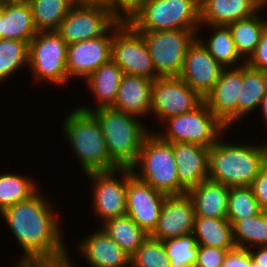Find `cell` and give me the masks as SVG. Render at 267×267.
Here are the masks:
<instances>
[{
    "label": "cell",
    "instance_id": "cell-41",
    "mask_svg": "<svg viewBox=\"0 0 267 267\" xmlns=\"http://www.w3.org/2000/svg\"><path fill=\"white\" fill-rule=\"evenodd\" d=\"M143 1L144 0H112V13L119 20L127 21L141 6Z\"/></svg>",
    "mask_w": 267,
    "mask_h": 267
},
{
    "label": "cell",
    "instance_id": "cell-27",
    "mask_svg": "<svg viewBox=\"0 0 267 267\" xmlns=\"http://www.w3.org/2000/svg\"><path fill=\"white\" fill-rule=\"evenodd\" d=\"M261 15V12L258 11L250 17L227 25L231 31L236 50L245 61L255 52L262 32L267 25V20L265 21L264 18L262 20Z\"/></svg>",
    "mask_w": 267,
    "mask_h": 267
},
{
    "label": "cell",
    "instance_id": "cell-38",
    "mask_svg": "<svg viewBox=\"0 0 267 267\" xmlns=\"http://www.w3.org/2000/svg\"><path fill=\"white\" fill-rule=\"evenodd\" d=\"M228 251L231 250L198 245V256L194 267H222Z\"/></svg>",
    "mask_w": 267,
    "mask_h": 267
},
{
    "label": "cell",
    "instance_id": "cell-11",
    "mask_svg": "<svg viewBox=\"0 0 267 267\" xmlns=\"http://www.w3.org/2000/svg\"><path fill=\"white\" fill-rule=\"evenodd\" d=\"M121 174V178L116 175ZM133 175L131 168H116L109 171H93L85 176L93 181L92 202L95 214L104 223L108 219L126 214V189Z\"/></svg>",
    "mask_w": 267,
    "mask_h": 267
},
{
    "label": "cell",
    "instance_id": "cell-25",
    "mask_svg": "<svg viewBox=\"0 0 267 267\" xmlns=\"http://www.w3.org/2000/svg\"><path fill=\"white\" fill-rule=\"evenodd\" d=\"M123 75L122 69L111 59L85 79L95 97L94 100L97 101V108L94 109L114 105Z\"/></svg>",
    "mask_w": 267,
    "mask_h": 267
},
{
    "label": "cell",
    "instance_id": "cell-46",
    "mask_svg": "<svg viewBox=\"0 0 267 267\" xmlns=\"http://www.w3.org/2000/svg\"><path fill=\"white\" fill-rule=\"evenodd\" d=\"M44 267H76V266H74V263L72 262V260H70V257L68 256L65 263L56 265H44Z\"/></svg>",
    "mask_w": 267,
    "mask_h": 267
},
{
    "label": "cell",
    "instance_id": "cell-5",
    "mask_svg": "<svg viewBox=\"0 0 267 267\" xmlns=\"http://www.w3.org/2000/svg\"><path fill=\"white\" fill-rule=\"evenodd\" d=\"M200 0H144L127 22L136 31L191 30L200 26Z\"/></svg>",
    "mask_w": 267,
    "mask_h": 267
},
{
    "label": "cell",
    "instance_id": "cell-9",
    "mask_svg": "<svg viewBox=\"0 0 267 267\" xmlns=\"http://www.w3.org/2000/svg\"><path fill=\"white\" fill-rule=\"evenodd\" d=\"M137 32L143 36L159 77H179L187 49L199 37L191 30Z\"/></svg>",
    "mask_w": 267,
    "mask_h": 267
},
{
    "label": "cell",
    "instance_id": "cell-35",
    "mask_svg": "<svg viewBox=\"0 0 267 267\" xmlns=\"http://www.w3.org/2000/svg\"><path fill=\"white\" fill-rule=\"evenodd\" d=\"M262 211L250 186L230 187L227 202V220L233 225L237 220L253 217Z\"/></svg>",
    "mask_w": 267,
    "mask_h": 267
},
{
    "label": "cell",
    "instance_id": "cell-21",
    "mask_svg": "<svg viewBox=\"0 0 267 267\" xmlns=\"http://www.w3.org/2000/svg\"><path fill=\"white\" fill-rule=\"evenodd\" d=\"M153 81L141 76L124 74L112 108L138 118L149 116Z\"/></svg>",
    "mask_w": 267,
    "mask_h": 267
},
{
    "label": "cell",
    "instance_id": "cell-20",
    "mask_svg": "<svg viewBox=\"0 0 267 267\" xmlns=\"http://www.w3.org/2000/svg\"><path fill=\"white\" fill-rule=\"evenodd\" d=\"M77 247L89 267H130V256L101 227Z\"/></svg>",
    "mask_w": 267,
    "mask_h": 267
},
{
    "label": "cell",
    "instance_id": "cell-36",
    "mask_svg": "<svg viewBox=\"0 0 267 267\" xmlns=\"http://www.w3.org/2000/svg\"><path fill=\"white\" fill-rule=\"evenodd\" d=\"M170 267H194L198 256V244L194 235L187 234L163 241Z\"/></svg>",
    "mask_w": 267,
    "mask_h": 267
},
{
    "label": "cell",
    "instance_id": "cell-6",
    "mask_svg": "<svg viewBox=\"0 0 267 267\" xmlns=\"http://www.w3.org/2000/svg\"><path fill=\"white\" fill-rule=\"evenodd\" d=\"M139 168V170H137ZM133 174L166 195H180V182L172 143L151 132L140 148ZM136 171L138 173H136Z\"/></svg>",
    "mask_w": 267,
    "mask_h": 267
},
{
    "label": "cell",
    "instance_id": "cell-39",
    "mask_svg": "<svg viewBox=\"0 0 267 267\" xmlns=\"http://www.w3.org/2000/svg\"><path fill=\"white\" fill-rule=\"evenodd\" d=\"M246 63L252 68L267 72V25L262 32L255 52Z\"/></svg>",
    "mask_w": 267,
    "mask_h": 267
},
{
    "label": "cell",
    "instance_id": "cell-44",
    "mask_svg": "<svg viewBox=\"0 0 267 267\" xmlns=\"http://www.w3.org/2000/svg\"><path fill=\"white\" fill-rule=\"evenodd\" d=\"M73 3L84 6H101L112 12V0H73Z\"/></svg>",
    "mask_w": 267,
    "mask_h": 267
},
{
    "label": "cell",
    "instance_id": "cell-43",
    "mask_svg": "<svg viewBox=\"0 0 267 267\" xmlns=\"http://www.w3.org/2000/svg\"><path fill=\"white\" fill-rule=\"evenodd\" d=\"M258 248V249H257ZM248 252L253 261L260 265V267H267V246L256 247L253 249H248Z\"/></svg>",
    "mask_w": 267,
    "mask_h": 267
},
{
    "label": "cell",
    "instance_id": "cell-2",
    "mask_svg": "<svg viewBox=\"0 0 267 267\" xmlns=\"http://www.w3.org/2000/svg\"><path fill=\"white\" fill-rule=\"evenodd\" d=\"M224 143L209 148L208 179L228 187L250 186L267 161L265 144Z\"/></svg>",
    "mask_w": 267,
    "mask_h": 267
},
{
    "label": "cell",
    "instance_id": "cell-16",
    "mask_svg": "<svg viewBox=\"0 0 267 267\" xmlns=\"http://www.w3.org/2000/svg\"><path fill=\"white\" fill-rule=\"evenodd\" d=\"M223 69L196 38L187 49L179 78L204 99L214 88Z\"/></svg>",
    "mask_w": 267,
    "mask_h": 267
},
{
    "label": "cell",
    "instance_id": "cell-14",
    "mask_svg": "<svg viewBox=\"0 0 267 267\" xmlns=\"http://www.w3.org/2000/svg\"><path fill=\"white\" fill-rule=\"evenodd\" d=\"M166 196L133 174L126 189V214L150 235L157 226Z\"/></svg>",
    "mask_w": 267,
    "mask_h": 267
},
{
    "label": "cell",
    "instance_id": "cell-4",
    "mask_svg": "<svg viewBox=\"0 0 267 267\" xmlns=\"http://www.w3.org/2000/svg\"><path fill=\"white\" fill-rule=\"evenodd\" d=\"M63 122L62 132L84 174L118 168L111 161L99 121L92 112L75 108Z\"/></svg>",
    "mask_w": 267,
    "mask_h": 267
},
{
    "label": "cell",
    "instance_id": "cell-37",
    "mask_svg": "<svg viewBox=\"0 0 267 267\" xmlns=\"http://www.w3.org/2000/svg\"><path fill=\"white\" fill-rule=\"evenodd\" d=\"M163 241L150 236L130 257V267H170Z\"/></svg>",
    "mask_w": 267,
    "mask_h": 267
},
{
    "label": "cell",
    "instance_id": "cell-31",
    "mask_svg": "<svg viewBox=\"0 0 267 267\" xmlns=\"http://www.w3.org/2000/svg\"><path fill=\"white\" fill-rule=\"evenodd\" d=\"M236 248L251 249L267 246V211L253 217L237 220L232 225Z\"/></svg>",
    "mask_w": 267,
    "mask_h": 267
},
{
    "label": "cell",
    "instance_id": "cell-1",
    "mask_svg": "<svg viewBox=\"0 0 267 267\" xmlns=\"http://www.w3.org/2000/svg\"><path fill=\"white\" fill-rule=\"evenodd\" d=\"M46 197L38 190L0 213L24 252L16 263L56 265L65 263L70 256L56 209Z\"/></svg>",
    "mask_w": 267,
    "mask_h": 267
},
{
    "label": "cell",
    "instance_id": "cell-10",
    "mask_svg": "<svg viewBox=\"0 0 267 267\" xmlns=\"http://www.w3.org/2000/svg\"><path fill=\"white\" fill-rule=\"evenodd\" d=\"M111 59L124 74L152 80L159 77L143 36L127 21L119 20L113 26Z\"/></svg>",
    "mask_w": 267,
    "mask_h": 267
},
{
    "label": "cell",
    "instance_id": "cell-12",
    "mask_svg": "<svg viewBox=\"0 0 267 267\" xmlns=\"http://www.w3.org/2000/svg\"><path fill=\"white\" fill-rule=\"evenodd\" d=\"M118 21L108 8L75 4L56 32L69 45L102 36Z\"/></svg>",
    "mask_w": 267,
    "mask_h": 267
},
{
    "label": "cell",
    "instance_id": "cell-34",
    "mask_svg": "<svg viewBox=\"0 0 267 267\" xmlns=\"http://www.w3.org/2000/svg\"><path fill=\"white\" fill-rule=\"evenodd\" d=\"M28 52L27 42L0 38V83L23 66L28 67Z\"/></svg>",
    "mask_w": 267,
    "mask_h": 267
},
{
    "label": "cell",
    "instance_id": "cell-22",
    "mask_svg": "<svg viewBox=\"0 0 267 267\" xmlns=\"http://www.w3.org/2000/svg\"><path fill=\"white\" fill-rule=\"evenodd\" d=\"M200 26H227L263 10L260 0H200Z\"/></svg>",
    "mask_w": 267,
    "mask_h": 267
},
{
    "label": "cell",
    "instance_id": "cell-29",
    "mask_svg": "<svg viewBox=\"0 0 267 267\" xmlns=\"http://www.w3.org/2000/svg\"><path fill=\"white\" fill-rule=\"evenodd\" d=\"M207 27L214 29L210 32L212 35H209L210 38L208 41H204V39L198 37L197 39L205 46L211 56L223 68H237L236 65L239 64L240 61H242V63H246L236 50L232 34L228 26L206 25V28Z\"/></svg>",
    "mask_w": 267,
    "mask_h": 267
},
{
    "label": "cell",
    "instance_id": "cell-17",
    "mask_svg": "<svg viewBox=\"0 0 267 267\" xmlns=\"http://www.w3.org/2000/svg\"><path fill=\"white\" fill-rule=\"evenodd\" d=\"M112 39L113 27L110 33L69 44L66 60L69 79L82 77L85 80L102 64L109 62L112 56Z\"/></svg>",
    "mask_w": 267,
    "mask_h": 267
},
{
    "label": "cell",
    "instance_id": "cell-3",
    "mask_svg": "<svg viewBox=\"0 0 267 267\" xmlns=\"http://www.w3.org/2000/svg\"><path fill=\"white\" fill-rule=\"evenodd\" d=\"M79 108L96 116L111 161L118 168H131L136 163L144 139L151 130L148 131L138 117L112 107L93 109L91 106L90 108L79 106Z\"/></svg>",
    "mask_w": 267,
    "mask_h": 267
},
{
    "label": "cell",
    "instance_id": "cell-32",
    "mask_svg": "<svg viewBox=\"0 0 267 267\" xmlns=\"http://www.w3.org/2000/svg\"><path fill=\"white\" fill-rule=\"evenodd\" d=\"M28 2L38 32L56 31L75 5L73 0H29Z\"/></svg>",
    "mask_w": 267,
    "mask_h": 267
},
{
    "label": "cell",
    "instance_id": "cell-49",
    "mask_svg": "<svg viewBox=\"0 0 267 267\" xmlns=\"http://www.w3.org/2000/svg\"><path fill=\"white\" fill-rule=\"evenodd\" d=\"M250 267H260L259 264H257L255 261L252 260L251 256H250Z\"/></svg>",
    "mask_w": 267,
    "mask_h": 267
},
{
    "label": "cell",
    "instance_id": "cell-15",
    "mask_svg": "<svg viewBox=\"0 0 267 267\" xmlns=\"http://www.w3.org/2000/svg\"><path fill=\"white\" fill-rule=\"evenodd\" d=\"M243 64L224 68L211 92L204 98L208 109L230 129L238 120V100L243 88Z\"/></svg>",
    "mask_w": 267,
    "mask_h": 267
},
{
    "label": "cell",
    "instance_id": "cell-24",
    "mask_svg": "<svg viewBox=\"0 0 267 267\" xmlns=\"http://www.w3.org/2000/svg\"><path fill=\"white\" fill-rule=\"evenodd\" d=\"M38 33L28 1H5L2 6V39L21 40L29 44Z\"/></svg>",
    "mask_w": 267,
    "mask_h": 267
},
{
    "label": "cell",
    "instance_id": "cell-28",
    "mask_svg": "<svg viewBox=\"0 0 267 267\" xmlns=\"http://www.w3.org/2000/svg\"><path fill=\"white\" fill-rule=\"evenodd\" d=\"M101 228L130 257L149 237L127 214L108 219L101 223Z\"/></svg>",
    "mask_w": 267,
    "mask_h": 267
},
{
    "label": "cell",
    "instance_id": "cell-33",
    "mask_svg": "<svg viewBox=\"0 0 267 267\" xmlns=\"http://www.w3.org/2000/svg\"><path fill=\"white\" fill-rule=\"evenodd\" d=\"M35 183L30 177L17 173L0 174V213L34 195L39 190Z\"/></svg>",
    "mask_w": 267,
    "mask_h": 267
},
{
    "label": "cell",
    "instance_id": "cell-30",
    "mask_svg": "<svg viewBox=\"0 0 267 267\" xmlns=\"http://www.w3.org/2000/svg\"><path fill=\"white\" fill-rule=\"evenodd\" d=\"M243 88L238 100V119L258 109L267 92V72L243 64ZM258 107V108H257Z\"/></svg>",
    "mask_w": 267,
    "mask_h": 267
},
{
    "label": "cell",
    "instance_id": "cell-23",
    "mask_svg": "<svg viewBox=\"0 0 267 267\" xmlns=\"http://www.w3.org/2000/svg\"><path fill=\"white\" fill-rule=\"evenodd\" d=\"M230 187L206 179L191 188L187 194L193 201L196 216L227 218V202Z\"/></svg>",
    "mask_w": 267,
    "mask_h": 267
},
{
    "label": "cell",
    "instance_id": "cell-50",
    "mask_svg": "<svg viewBox=\"0 0 267 267\" xmlns=\"http://www.w3.org/2000/svg\"><path fill=\"white\" fill-rule=\"evenodd\" d=\"M260 2L263 9L267 7V0H260Z\"/></svg>",
    "mask_w": 267,
    "mask_h": 267
},
{
    "label": "cell",
    "instance_id": "cell-47",
    "mask_svg": "<svg viewBox=\"0 0 267 267\" xmlns=\"http://www.w3.org/2000/svg\"><path fill=\"white\" fill-rule=\"evenodd\" d=\"M14 267H44V264H25V263H17Z\"/></svg>",
    "mask_w": 267,
    "mask_h": 267
},
{
    "label": "cell",
    "instance_id": "cell-18",
    "mask_svg": "<svg viewBox=\"0 0 267 267\" xmlns=\"http://www.w3.org/2000/svg\"><path fill=\"white\" fill-rule=\"evenodd\" d=\"M195 216L193 201L187 193L167 195L157 226L149 236L164 241L191 234Z\"/></svg>",
    "mask_w": 267,
    "mask_h": 267
},
{
    "label": "cell",
    "instance_id": "cell-19",
    "mask_svg": "<svg viewBox=\"0 0 267 267\" xmlns=\"http://www.w3.org/2000/svg\"><path fill=\"white\" fill-rule=\"evenodd\" d=\"M180 195L208 179L209 148L194 143H172Z\"/></svg>",
    "mask_w": 267,
    "mask_h": 267
},
{
    "label": "cell",
    "instance_id": "cell-48",
    "mask_svg": "<svg viewBox=\"0 0 267 267\" xmlns=\"http://www.w3.org/2000/svg\"><path fill=\"white\" fill-rule=\"evenodd\" d=\"M0 38L2 39V7L0 8Z\"/></svg>",
    "mask_w": 267,
    "mask_h": 267
},
{
    "label": "cell",
    "instance_id": "cell-52",
    "mask_svg": "<svg viewBox=\"0 0 267 267\" xmlns=\"http://www.w3.org/2000/svg\"><path fill=\"white\" fill-rule=\"evenodd\" d=\"M4 1H22V0H4Z\"/></svg>",
    "mask_w": 267,
    "mask_h": 267
},
{
    "label": "cell",
    "instance_id": "cell-45",
    "mask_svg": "<svg viewBox=\"0 0 267 267\" xmlns=\"http://www.w3.org/2000/svg\"><path fill=\"white\" fill-rule=\"evenodd\" d=\"M259 107H261L259 109L262 111L261 112L262 113V116H263L262 119H264V121H265L264 124L266 125L265 128H267V92L264 95L263 99L261 100V103H260V106Z\"/></svg>",
    "mask_w": 267,
    "mask_h": 267
},
{
    "label": "cell",
    "instance_id": "cell-13",
    "mask_svg": "<svg viewBox=\"0 0 267 267\" xmlns=\"http://www.w3.org/2000/svg\"><path fill=\"white\" fill-rule=\"evenodd\" d=\"M202 99L179 77H158L152 84L151 113L163 122L169 117L188 113Z\"/></svg>",
    "mask_w": 267,
    "mask_h": 267
},
{
    "label": "cell",
    "instance_id": "cell-51",
    "mask_svg": "<svg viewBox=\"0 0 267 267\" xmlns=\"http://www.w3.org/2000/svg\"><path fill=\"white\" fill-rule=\"evenodd\" d=\"M5 1L4 0H0V8L4 5Z\"/></svg>",
    "mask_w": 267,
    "mask_h": 267
},
{
    "label": "cell",
    "instance_id": "cell-7",
    "mask_svg": "<svg viewBox=\"0 0 267 267\" xmlns=\"http://www.w3.org/2000/svg\"><path fill=\"white\" fill-rule=\"evenodd\" d=\"M162 123L166 132H156L162 140L169 143H194L207 148L216 144L228 129L204 101L193 111L169 117Z\"/></svg>",
    "mask_w": 267,
    "mask_h": 267
},
{
    "label": "cell",
    "instance_id": "cell-8",
    "mask_svg": "<svg viewBox=\"0 0 267 267\" xmlns=\"http://www.w3.org/2000/svg\"><path fill=\"white\" fill-rule=\"evenodd\" d=\"M68 44L56 31L38 32L29 42L28 68L36 81L65 85Z\"/></svg>",
    "mask_w": 267,
    "mask_h": 267
},
{
    "label": "cell",
    "instance_id": "cell-42",
    "mask_svg": "<svg viewBox=\"0 0 267 267\" xmlns=\"http://www.w3.org/2000/svg\"><path fill=\"white\" fill-rule=\"evenodd\" d=\"M222 267H250V254L248 250L235 248L228 251Z\"/></svg>",
    "mask_w": 267,
    "mask_h": 267
},
{
    "label": "cell",
    "instance_id": "cell-26",
    "mask_svg": "<svg viewBox=\"0 0 267 267\" xmlns=\"http://www.w3.org/2000/svg\"><path fill=\"white\" fill-rule=\"evenodd\" d=\"M192 234L197 244L225 250L236 248L232 225L227 218H208L195 216Z\"/></svg>",
    "mask_w": 267,
    "mask_h": 267
},
{
    "label": "cell",
    "instance_id": "cell-40",
    "mask_svg": "<svg viewBox=\"0 0 267 267\" xmlns=\"http://www.w3.org/2000/svg\"><path fill=\"white\" fill-rule=\"evenodd\" d=\"M259 206L267 211V161L262 165L258 176L250 185Z\"/></svg>",
    "mask_w": 267,
    "mask_h": 267
}]
</instances>
